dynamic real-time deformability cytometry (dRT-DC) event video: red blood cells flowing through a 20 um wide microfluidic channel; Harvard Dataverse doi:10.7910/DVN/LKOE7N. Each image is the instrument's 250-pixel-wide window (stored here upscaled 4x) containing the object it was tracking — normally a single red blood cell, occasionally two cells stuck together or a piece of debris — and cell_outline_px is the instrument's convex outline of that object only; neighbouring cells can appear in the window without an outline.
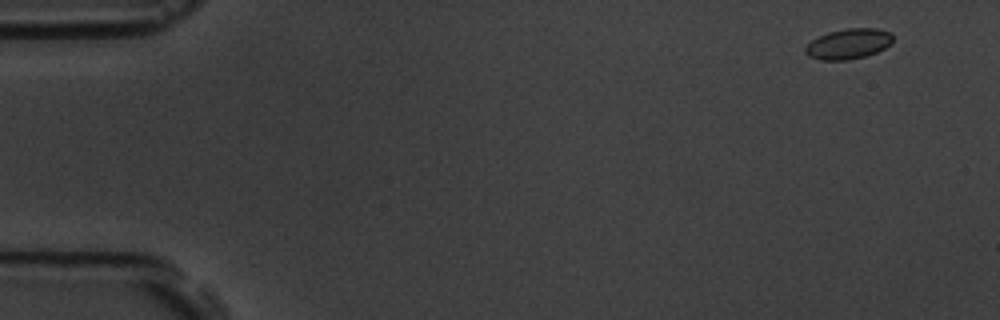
{"species": "common noctule bat (a hibernating species)", "species_latin": "Nyctalus noctula", "temperature_condition": "room temperature", "stored_images_in_passage": 6, "segment_of_instrument_passage": [1, 2], "camera_frame_rate_fps": 3000, "um_per_image_px": 0.085, "animal": {"sex": "male", "body_mass_g": 19.5, "forearm_length_mm": 54.6}, "frame": {"image": 1, "passage_image": 1, "time_ms": 0.0, "image_size_px": [1000, 320], "cell_outline_px": [[892, 44], [876, 52], [864, 56], [848, 60], [820, 60], [808, 56], [804, 52], [804, 48], [812, 40], [828, 32], [848, 28], [876, 28], [892, 32]], "centroid_in_image_um": [72.12, 3.72], "position_along_channel_um": 12.9, "area_um2": 15.49}}
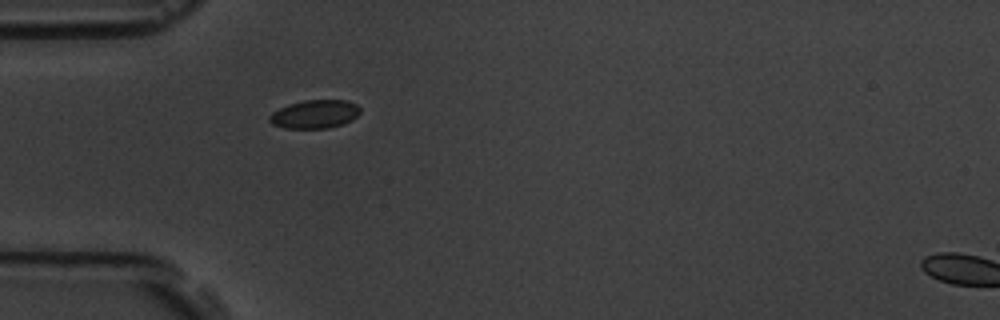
{"frame": {"image": 2, "passage_image": 5, "time_ms": 4.667, "image_size_px": [1000, 320], "cell_outline_px": [[360, 112], [352, 120], [344, 124], [328, 128], [284, 128], [272, 124], [268, 120], [268, 116], [272, 112], [288, 104], [304, 100], [348, 100], [356, 104], [360, 108]], "centroid_in_image_um": [26.75, 9.7], "position_along_channel_um": 58.3, "area_um2": 15.14}}